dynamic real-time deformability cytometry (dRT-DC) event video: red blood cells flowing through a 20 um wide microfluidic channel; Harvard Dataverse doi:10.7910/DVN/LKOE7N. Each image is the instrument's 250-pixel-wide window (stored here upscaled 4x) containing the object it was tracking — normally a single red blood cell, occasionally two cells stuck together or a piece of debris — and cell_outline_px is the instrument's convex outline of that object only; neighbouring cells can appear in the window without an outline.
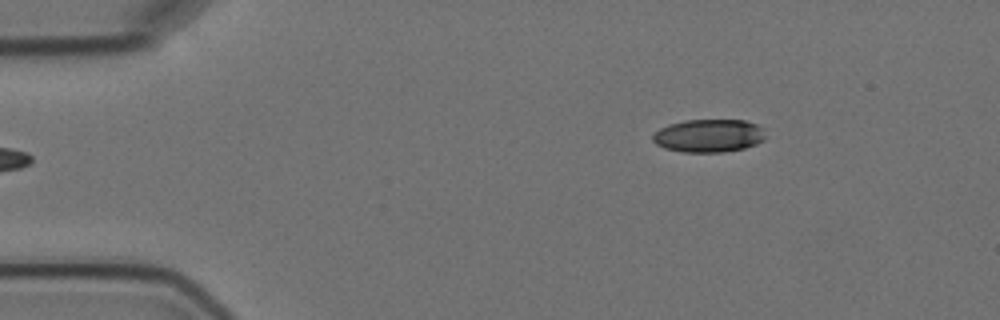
{"species": "Egyptian fruit bat (a non-hibernating species)", "species_latin": "Rousettus aegyptiacus", "temperature_condition": "cold", "stored_images_in_passage": 4, "camera_frame_rate_fps": 3000, "um_per_image_px": 0.085, "animal": {"sex": "female"}, "frame": {"image": 1, "passage_image": 4, "time_ms": 4.667, "image_size_px": [1000, 320], "cell_outline_px": [[764, 140], [756, 144], [744, 148], [724, 152], [684, 152], [664, 148], [656, 144], [652, 140], [652, 136], [660, 128], [668, 124], [684, 120], [744, 120], [756, 124], [764, 128]], "centroid_in_image_um": [60.24, 11.53], "position_along_channel_um": 24.8, "area_um2": 21.79}}